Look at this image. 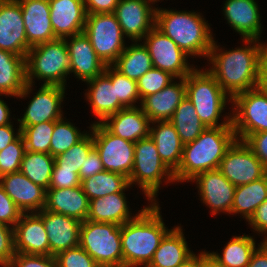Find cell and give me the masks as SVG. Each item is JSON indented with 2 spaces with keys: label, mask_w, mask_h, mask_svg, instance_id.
I'll use <instances>...</instances> for the list:
<instances>
[{
  "label": "cell",
  "mask_w": 267,
  "mask_h": 267,
  "mask_svg": "<svg viewBox=\"0 0 267 267\" xmlns=\"http://www.w3.org/2000/svg\"><path fill=\"white\" fill-rule=\"evenodd\" d=\"M259 41L243 39L248 46L223 52L213 42L208 55L212 67L208 71L232 99L239 93L257 88L261 46Z\"/></svg>",
  "instance_id": "1"
},
{
  "label": "cell",
  "mask_w": 267,
  "mask_h": 267,
  "mask_svg": "<svg viewBox=\"0 0 267 267\" xmlns=\"http://www.w3.org/2000/svg\"><path fill=\"white\" fill-rule=\"evenodd\" d=\"M158 202L144 207L137 216L121 225L123 267H146L170 231L162 220Z\"/></svg>",
  "instance_id": "2"
},
{
  "label": "cell",
  "mask_w": 267,
  "mask_h": 267,
  "mask_svg": "<svg viewBox=\"0 0 267 267\" xmlns=\"http://www.w3.org/2000/svg\"><path fill=\"white\" fill-rule=\"evenodd\" d=\"M235 140L233 126L206 128L197 139L183 145L181 162L173 172L175 181L189 182L202 172L218 169Z\"/></svg>",
  "instance_id": "3"
},
{
  "label": "cell",
  "mask_w": 267,
  "mask_h": 267,
  "mask_svg": "<svg viewBox=\"0 0 267 267\" xmlns=\"http://www.w3.org/2000/svg\"><path fill=\"white\" fill-rule=\"evenodd\" d=\"M155 26L187 55L207 57L214 39L210 25L198 12L155 10Z\"/></svg>",
  "instance_id": "4"
},
{
  "label": "cell",
  "mask_w": 267,
  "mask_h": 267,
  "mask_svg": "<svg viewBox=\"0 0 267 267\" xmlns=\"http://www.w3.org/2000/svg\"><path fill=\"white\" fill-rule=\"evenodd\" d=\"M186 97L192 102L202 123L208 127L233 126L232 114L218 123L226 100L232 98L222 89L208 70L193 69L185 77Z\"/></svg>",
  "instance_id": "5"
},
{
  "label": "cell",
  "mask_w": 267,
  "mask_h": 267,
  "mask_svg": "<svg viewBox=\"0 0 267 267\" xmlns=\"http://www.w3.org/2000/svg\"><path fill=\"white\" fill-rule=\"evenodd\" d=\"M26 81L44 80V85L65 87L66 76L70 74L69 54L65 39L45 42L28 50L26 59Z\"/></svg>",
  "instance_id": "6"
},
{
  "label": "cell",
  "mask_w": 267,
  "mask_h": 267,
  "mask_svg": "<svg viewBox=\"0 0 267 267\" xmlns=\"http://www.w3.org/2000/svg\"><path fill=\"white\" fill-rule=\"evenodd\" d=\"M79 246L100 267H123L121 226L85 220L80 227Z\"/></svg>",
  "instance_id": "7"
},
{
  "label": "cell",
  "mask_w": 267,
  "mask_h": 267,
  "mask_svg": "<svg viewBox=\"0 0 267 267\" xmlns=\"http://www.w3.org/2000/svg\"><path fill=\"white\" fill-rule=\"evenodd\" d=\"M163 177L168 183L175 181L174 173L161 160L155 142L150 136L140 139L134 145V165L129 176L130 185L137 182L148 200L156 203L155 198Z\"/></svg>",
  "instance_id": "8"
},
{
  "label": "cell",
  "mask_w": 267,
  "mask_h": 267,
  "mask_svg": "<svg viewBox=\"0 0 267 267\" xmlns=\"http://www.w3.org/2000/svg\"><path fill=\"white\" fill-rule=\"evenodd\" d=\"M83 32L106 66H112L125 49L124 35L114 13L87 14Z\"/></svg>",
  "instance_id": "9"
},
{
  "label": "cell",
  "mask_w": 267,
  "mask_h": 267,
  "mask_svg": "<svg viewBox=\"0 0 267 267\" xmlns=\"http://www.w3.org/2000/svg\"><path fill=\"white\" fill-rule=\"evenodd\" d=\"M233 103L232 125L237 140L267 131V91L259 88L237 94Z\"/></svg>",
  "instance_id": "10"
},
{
  "label": "cell",
  "mask_w": 267,
  "mask_h": 267,
  "mask_svg": "<svg viewBox=\"0 0 267 267\" xmlns=\"http://www.w3.org/2000/svg\"><path fill=\"white\" fill-rule=\"evenodd\" d=\"M90 128L104 169L129 178L134 165L135 143L112 134L102 123L95 121Z\"/></svg>",
  "instance_id": "11"
},
{
  "label": "cell",
  "mask_w": 267,
  "mask_h": 267,
  "mask_svg": "<svg viewBox=\"0 0 267 267\" xmlns=\"http://www.w3.org/2000/svg\"><path fill=\"white\" fill-rule=\"evenodd\" d=\"M218 170L235 186L248 184L267 174L259 158L241 140H235L227 149Z\"/></svg>",
  "instance_id": "12"
},
{
  "label": "cell",
  "mask_w": 267,
  "mask_h": 267,
  "mask_svg": "<svg viewBox=\"0 0 267 267\" xmlns=\"http://www.w3.org/2000/svg\"><path fill=\"white\" fill-rule=\"evenodd\" d=\"M154 68L170 73L175 78H185L194 68L186 62L188 56L179 46L156 26L143 38Z\"/></svg>",
  "instance_id": "13"
},
{
  "label": "cell",
  "mask_w": 267,
  "mask_h": 267,
  "mask_svg": "<svg viewBox=\"0 0 267 267\" xmlns=\"http://www.w3.org/2000/svg\"><path fill=\"white\" fill-rule=\"evenodd\" d=\"M150 1V2H149ZM154 0H119L114 14L123 35L133 42H140L155 26Z\"/></svg>",
  "instance_id": "14"
},
{
  "label": "cell",
  "mask_w": 267,
  "mask_h": 267,
  "mask_svg": "<svg viewBox=\"0 0 267 267\" xmlns=\"http://www.w3.org/2000/svg\"><path fill=\"white\" fill-rule=\"evenodd\" d=\"M0 49L26 59L28 41L18 0H0Z\"/></svg>",
  "instance_id": "15"
},
{
  "label": "cell",
  "mask_w": 267,
  "mask_h": 267,
  "mask_svg": "<svg viewBox=\"0 0 267 267\" xmlns=\"http://www.w3.org/2000/svg\"><path fill=\"white\" fill-rule=\"evenodd\" d=\"M65 89L58 85H41L29 102L24 116L18 119L19 126H32L63 118L61 103L64 101Z\"/></svg>",
  "instance_id": "16"
},
{
  "label": "cell",
  "mask_w": 267,
  "mask_h": 267,
  "mask_svg": "<svg viewBox=\"0 0 267 267\" xmlns=\"http://www.w3.org/2000/svg\"><path fill=\"white\" fill-rule=\"evenodd\" d=\"M190 181H196L201 200L212 215L221 211L231 213L236 187L218 169L202 172Z\"/></svg>",
  "instance_id": "17"
},
{
  "label": "cell",
  "mask_w": 267,
  "mask_h": 267,
  "mask_svg": "<svg viewBox=\"0 0 267 267\" xmlns=\"http://www.w3.org/2000/svg\"><path fill=\"white\" fill-rule=\"evenodd\" d=\"M36 213L42 218L47 231L51 256H56L61 251L79 246L82 222L45 209Z\"/></svg>",
  "instance_id": "18"
},
{
  "label": "cell",
  "mask_w": 267,
  "mask_h": 267,
  "mask_svg": "<svg viewBox=\"0 0 267 267\" xmlns=\"http://www.w3.org/2000/svg\"><path fill=\"white\" fill-rule=\"evenodd\" d=\"M64 39L69 54L70 73L84 82L104 73L106 65L98 57L84 32Z\"/></svg>",
  "instance_id": "19"
},
{
  "label": "cell",
  "mask_w": 267,
  "mask_h": 267,
  "mask_svg": "<svg viewBox=\"0 0 267 267\" xmlns=\"http://www.w3.org/2000/svg\"><path fill=\"white\" fill-rule=\"evenodd\" d=\"M0 184L23 213L44 209L46 189L33 183L21 171L0 177Z\"/></svg>",
  "instance_id": "20"
},
{
  "label": "cell",
  "mask_w": 267,
  "mask_h": 267,
  "mask_svg": "<svg viewBox=\"0 0 267 267\" xmlns=\"http://www.w3.org/2000/svg\"><path fill=\"white\" fill-rule=\"evenodd\" d=\"M14 241L16 253L50 255L47 231L36 212L21 214L14 227Z\"/></svg>",
  "instance_id": "21"
},
{
  "label": "cell",
  "mask_w": 267,
  "mask_h": 267,
  "mask_svg": "<svg viewBox=\"0 0 267 267\" xmlns=\"http://www.w3.org/2000/svg\"><path fill=\"white\" fill-rule=\"evenodd\" d=\"M28 41V50L56 40L50 19L49 0H18Z\"/></svg>",
  "instance_id": "22"
},
{
  "label": "cell",
  "mask_w": 267,
  "mask_h": 267,
  "mask_svg": "<svg viewBox=\"0 0 267 267\" xmlns=\"http://www.w3.org/2000/svg\"><path fill=\"white\" fill-rule=\"evenodd\" d=\"M50 19L56 38L82 33L86 22L83 0H49Z\"/></svg>",
  "instance_id": "23"
},
{
  "label": "cell",
  "mask_w": 267,
  "mask_h": 267,
  "mask_svg": "<svg viewBox=\"0 0 267 267\" xmlns=\"http://www.w3.org/2000/svg\"><path fill=\"white\" fill-rule=\"evenodd\" d=\"M150 123L141 107L123 108L102 122L112 134L133 143L149 136Z\"/></svg>",
  "instance_id": "24"
},
{
  "label": "cell",
  "mask_w": 267,
  "mask_h": 267,
  "mask_svg": "<svg viewBox=\"0 0 267 267\" xmlns=\"http://www.w3.org/2000/svg\"><path fill=\"white\" fill-rule=\"evenodd\" d=\"M179 80V83L173 81L161 91L150 94L140 101L141 109L151 122L170 120L178 105L186 97L185 78Z\"/></svg>",
  "instance_id": "25"
},
{
  "label": "cell",
  "mask_w": 267,
  "mask_h": 267,
  "mask_svg": "<svg viewBox=\"0 0 267 267\" xmlns=\"http://www.w3.org/2000/svg\"><path fill=\"white\" fill-rule=\"evenodd\" d=\"M224 5V16L228 24L243 39L259 40L262 27L255 0H226Z\"/></svg>",
  "instance_id": "26"
},
{
  "label": "cell",
  "mask_w": 267,
  "mask_h": 267,
  "mask_svg": "<svg viewBox=\"0 0 267 267\" xmlns=\"http://www.w3.org/2000/svg\"><path fill=\"white\" fill-rule=\"evenodd\" d=\"M90 200L81 186L69 188H49L46 190L44 209L66 215L84 222L89 214Z\"/></svg>",
  "instance_id": "27"
},
{
  "label": "cell",
  "mask_w": 267,
  "mask_h": 267,
  "mask_svg": "<svg viewBox=\"0 0 267 267\" xmlns=\"http://www.w3.org/2000/svg\"><path fill=\"white\" fill-rule=\"evenodd\" d=\"M32 86L26 81L25 58L0 49V96L23 98Z\"/></svg>",
  "instance_id": "28"
},
{
  "label": "cell",
  "mask_w": 267,
  "mask_h": 267,
  "mask_svg": "<svg viewBox=\"0 0 267 267\" xmlns=\"http://www.w3.org/2000/svg\"><path fill=\"white\" fill-rule=\"evenodd\" d=\"M89 84L86 97L91 104L93 114L97 116L102 123L108 116L117 113L126 108L116 97L115 86L111 79L102 73L94 79L87 81Z\"/></svg>",
  "instance_id": "29"
},
{
  "label": "cell",
  "mask_w": 267,
  "mask_h": 267,
  "mask_svg": "<svg viewBox=\"0 0 267 267\" xmlns=\"http://www.w3.org/2000/svg\"><path fill=\"white\" fill-rule=\"evenodd\" d=\"M151 123L158 124L157 127L154 126L155 128L150 127L149 136L155 142L161 160L174 172L181 162L184 144L169 120Z\"/></svg>",
  "instance_id": "30"
},
{
  "label": "cell",
  "mask_w": 267,
  "mask_h": 267,
  "mask_svg": "<svg viewBox=\"0 0 267 267\" xmlns=\"http://www.w3.org/2000/svg\"><path fill=\"white\" fill-rule=\"evenodd\" d=\"M124 192H117L90 200L87 220L123 225L131 216Z\"/></svg>",
  "instance_id": "31"
},
{
  "label": "cell",
  "mask_w": 267,
  "mask_h": 267,
  "mask_svg": "<svg viewBox=\"0 0 267 267\" xmlns=\"http://www.w3.org/2000/svg\"><path fill=\"white\" fill-rule=\"evenodd\" d=\"M181 228L174 227L164 236L146 267H179L193 254L188 248Z\"/></svg>",
  "instance_id": "32"
},
{
  "label": "cell",
  "mask_w": 267,
  "mask_h": 267,
  "mask_svg": "<svg viewBox=\"0 0 267 267\" xmlns=\"http://www.w3.org/2000/svg\"><path fill=\"white\" fill-rule=\"evenodd\" d=\"M266 199L267 174L258 180L235 188L231 213H240L248 221L256 208Z\"/></svg>",
  "instance_id": "33"
},
{
  "label": "cell",
  "mask_w": 267,
  "mask_h": 267,
  "mask_svg": "<svg viewBox=\"0 0 267 267\" xmlns=\"http://www.w3.org/2000/svg\"><path fill=\"white\" fill-rule=\"evenodd\" d=\"M134 43L129 47H125L112 66L122 75L137 81L153 68V64L149 51L144 44Z\"/></svg>",
  "instance_id": "34"
},
{
  "label": "cell",
  "mask_w": 267,
  "mask_h": 267,
  "mask_svg": "<svg viewBox=\"0 0 267 267\" xmlns=\"http://www.w3.org/2000/svg\"><path fill=\"white\" fill-rule=\"evenodd\" d=\"M130 186L127 176L106 170L81 181L82 190L89 200L124 192Z\"/></svg>",
  "instance_id": "35"
},
{
  "label": "cell",
  "mask_w": 267,
  "mask_h": 267,
  "mask_svg": "<svg viewBox=\"0 0 267 267\" xmlns=\"http://www.w3.org/2000/svg\"><path fill=\"white\" fill-rule=\"evenodd\" d=\"M169 121L175 127L183 144L194 141L207 128L187 97L181 101Z\"/></svg>",
  "instance_id": "36"
},
{
  "label": "cell",
  "mask_w": 267,
  "mask_h": 267,
  "mask_svg": "<svg viewBox=\"0 0 267 267\" xmlns=\"http://www.w3.org/2000/svg\"><path fill=\"white\" fill-rule=\"evenodd\" d=\"M55 158L51 154L25 151L20 171L33 183L49 189Z\"/></svg>",
  "instance_id": "37"
},
{
  "label": "cell",
  "mask_w": 267,
  "mask_h": 267,
  "mask_svg": "<svg viewBox=\"0 0 267 267\" xmlns=\"http://www.w3.org/2000/svg\"><path fill=\"white\" fill-rule=\"evenodd\" d=\"M223 249L222 255L211 254L225 267H247L252 253L256 249V242L252 236H233Z\"/></svg>",
  "instance_id": "38"
},
{
  "label": "cell",
  "mask_w": 267,
  "mask_h": 267,
  "mask_svg": "<svg viewBox=\"0 0 267 267\" xmlns=\"http://www.w3.org/2000/svg\"><path fill=\"white\" fill-rule=\"evenodd\" d=\"M64 119L61 118L54 121V129L49 148V154L53 157L65 153L87 134L84 132L81 133L77 127L68 121L65 122Z\"/></svg>",
  "instance_id": "39"
},
{
  "label": "cell",
  "mask_w": 267,
  "mask_h": 267,
  "mask_svg": "<svg viewBox=\"0 0 267 267\" xmlns=\"http://www.w3.org/2000/svg\"><path fill=\"white\" fill-rule=\"evenodd\" d=\"M93 147L94 141L92 134L88 133L65 153L54 157L55 163L53 168L74 170V172L78 174L81 165L85 162L88 153Z\"/></svg>",
  "instance_id": "40"
},
{
  "label": "cell",
  "mask_w": 267,
  "mask_h": 267,
  "mask_svg": "<svg viewBox=\"0 0 267 267\" xmlns=\"http://www.w3.org/2000/svg\"><path fill=\"white\" fill-rule=\"evenodd\" d=\"M25 141L26 151L49 154L54 122H43L32 126H19Z\"/></svg>",
  "instance_id": "41"
},
{
  "label": "cell",
  "mask_w": 267,
  "mask_h": 267,
  "mask_svg": "<svg viewBox=\"0 0 267 267\" xmlns=\"http://www.w3.org/2000/svg\"><path fill=\"white\" fill-rule=\"evenodd\" d=\"M104 73L111 79L115 86L116 97L127 107H136L134 104L141 100L137 90V81L122 75L113 66H106Z\"/></svg>",
  "instance_id": "42"
},
{
  "label": "cell",
  "mask_w": 267,
  "mask_h": 267,
  "mask_svg": "<svg viewBox=\"0 0 267 267\" xmlns=\"http://www.w3.org/2000/svg\"><path fill=\"white\" fill-rule=\"evenodd\" d=\"M25 151V141L22 134L0 151V177L20 171Z\"/></svg>",
  "instance_id": "43"
},
{
  "label": "cell",
  "mask_w": 267,
  "mask_h": 267,
  "mask_svg": "<svg viewBox=\"0 0 267 267\" xmlns=\"http://www.w3.org/2000/svg\"><path fill=\"white\" fill-rule=\"evenodd\" d=\"M176 79L170 73L152 68L137 80V90L142 100L144 97L161 91Z\"/></svg>",
  "instance_id": "44"
},
{
  "label": "cell",
  "mask_w": 267,
  "mask_h": 267,
  "mask_svg": "<svg viewBox=\"0 0 267 267\" xmlns=\"http://www.w3.org/2000/svg\"><path fill=\"white\" fill-rule=\"evenodd\" d=\"M58 267H100L80 246L59 252L55 256Z\"/></svg>",
  "instance_id": "45"
},
{
  "label": "cell",
  "mask_w": 267,
  "mask_h": 267,
  "mask_svg": "<svg viewBox=\"0 0 267 267\" xmlns=\"http://www.w3.org/2000/svg\"><path fill=\"white\" fill-rule=\"evenodd\" d=\"M7 267H58L55 256L16 253Z\"/></svg>",
  "instance_id": "46"
},
{
  "label": "cell",
  "mask_w": 267,
  "mask_h": 267,
  "mask_svg": "<svg viewBox=\"0 0 267 267\" xmlns=\"http://www.w3.org/2000/svg\"><path fill=\"white\" fill-rule=\"evenodd\" d=\"M15 254L14 228L0 222V266L7 267Z\"/></svg>",
  "instance_id": "47"
},
{
  "label": "cell",
  "mask_w": 267,
  "mask_h": 267,
  "mask_svg": "<svg viewBox=\"0 0 267 267\" xmlns=\"http://www.w3.org/2000/svg\"><path fill=\"white\" fill-rule=\"evenodd\" d=\"M22 213L0 184V222L14 228Z\"/></svg>",
  "instance_id": "48"
},
{
  "label": "cell",
  "mask_w": 267,
  "mask_h": 267,
  "mask_svg": "<svg viewBox=\"0 0 267 267\" xmlns=\"http://www.w3.org/2000/svg\"><path fill=\"white\" fill-rule=\"evenodd\" d=\"M81 186L79 175L74 170L53 168L49 188H69Z\"/></svg>",
  "instance_id": "49"
},
{
  "label": "cell",
  "mask_w": 267,
  "mask_h": 267,
  "mask_svg": "<svg viewBox=\"0 0 267 267\" xmlns=\"http://www.w3.org/2000/svg\"><path fill=\"white\" fill-rule=\"evenodd\" d=\"M104 170L105 169L103 167L99 153L96 150V148L93 147L88 153V156L85 159V162L81 165L78 175H79L80 180L82 181Z\"/></svg>",
  "instance_id": "50"
},
{
  "label": "cell",
  "mask_w": 267,
  "mask_h": 267,
  "mask_svg": "<svg viewBox=\"0 0 267 267\" xmlns=\"http://www.w3.org/2000/svg\"><path fill=\"white\" fill-rule=\"evenodd\" d=\"M244 142L267 169V131L253 133Z\"/></svg>",
  "instance_id": "51"
},
{
  "label": "cell",
  "mask_w": 267,
  "mask_h": 267,
  "mask_svg": "<svg viewBox=\"0 0 267 267\" xmlns=\"http://www.w3.org/2000/svg\"><path fill=\"white\" fill-rule=\"evenodd\" d=\"M86 14L114 13L119 0H83Z\"/></svg>",
  "instance_id": "52"
},
{
  "label": "cell",
  "mask_w": 267,
  "mask_h": 267,
  "mask_svg": "<svg viewBox=\"0 0 267 267\" xmlns=\"http://www.w3.org/2000/svg\"><path fill=\"white\" fill-rule=\"evenodd\" d=\"M248 222L259 234H267V199L256 208Z\"/></svg>",
  "instance_id": "53"
},
{
  "label": "cell",
  "mask_w": 267,
  "mask_h": 267,
  "mask_svg": "<svg viewBox=\"0 0 267 267\" xmlns=\"http://www.w3.org/2000/svg\"><path fill=\"white\" fill-rule=\"evenodd\" d=\"M257 88L267 91V44L260 46V59Z\"/></svg>",
  "instance_id": "54"
},
{
  "label": "cell",
  "mask_w": 267,
  "mask_h": 267,
  "mask_svg": "<svg viewBox=\"0 0 267 267\" xmlns=\"http://www.w3.org/2000/svg\"><path fill=\"white\" fill-rule=\"evenodd\" d=\"M258 247L252 253L247 267H267V237L263 239L260 245L258 244Z\"/></svg>",
  "instance_id": "55"
},
{
  "label": "cell",
  "mask_w": 267,
  "mask_h": 267,
  "mask_svg": "<svg viewBox=\"0 0 267 267\" xmlns=\"http://www.w3.org/2000/svg\"><path fill=\"white\" fill-rule=\"evenodd\" d=\"M16 135V136H15ZM21 135V129L14 134V128L12 124L0 126V151L8 146L11 142L16 140Z\"/></svg>",
  "instance_id": "56"
},
{
  "label": "cell",
  "mask_w": 267,
  "mask_h": 267,
  "mask_svg": "<svg viewBox=\"0 0 267 267\" xmlns=\"http://www.w3.org/2000/svg\"><path fill=\"white\" fill-rule=\"evenodd\" d=\"M201 267H225L211 253L201 252Z\"/></svg>",
  "instance_id": "57"
},
{
  "label": "cell",
  "mask_w": 267,
  "mask_h": 267,
  "mask_svg": "<svg viewBox=\"0 0 267 267\" xmlns=\"http://www.w3.org/2000/svg\"><path fill=\"white\" fill-rule=\"evenodd\" d=\"M10 111L7 104L4 100L0 99V126H5L7 124H11L10 122Z\"/></svg>",
  "instance_id": "58"
},
{
  "label": "cell",
  "mask_w": 267,
  "mask_h": 267,
  "mask_svg": "<svg viewBox=\"0 0 267 267\" xmlns=\"http://www.w3.org/2000/svg\"><path fill=\"white\" fill-rule=\"evenodd\" d=\"M179 267H201V253L198 256L193 253Z\"/></svg>",
  "instance_id": "59"
}]
</instances>
